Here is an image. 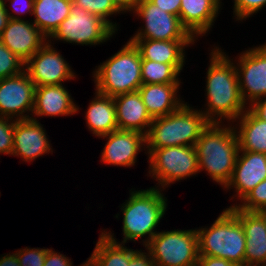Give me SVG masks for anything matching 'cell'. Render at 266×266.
<instances>
[{"label":"cell","instance_id":"29","mask_svg":"<svg viewBox=\"0 0 266 266\" xmlns=\"http://www.w3.org/2000/svg\"><path fill=\"white\" fill-rule=\"evenodd\" d=\"M75 5L80 6L83 10L95 14L106 21L115 31L117 25L108 18L113 14L122 13L111 0H72ZM109 16V17H108Z\"/></svg>","mask_w":266,"mask_h":266},{"label":"cell","instance_id":"39","mask_svg":"<svg viewBox=\"0 0 266 266\" xmlns=\"http://www.w3.org/2000/svg\"><path fill=\"white\" fill-rule=\"evenodd\" d=\"M197 266H238L236 263L223 258L199 256Z\"/></svg>","mask_w":266,"mask_h":266},{"label":"cell","instance_id":"12","mask_svg":"<svg viewBox=\"0 0 266 266\" xmlns=\"http://www.w3.org/2000/svg\"><path fill=\"white\" fill-rule=\"evenodd\" d=\"M68 64L48 40L25 62L24 71L35 86L61 85L76 77Z\"/></svg>","mask_w":266,"mask_h":266},{"label":"cell","instance_id":"23","mask_svg":"<svg viewBox=\"0 0 266 266\" xmlns=\"http://www.w3.org/2000/svg\"><path fill=\"white\" fill-rule=\"evenodd\" d=\"M179 85L180 83H166L140 86L138 91L152 118L169 115L184 104L177 96Z\"/></svg>","mask_w":266,"mask_h":266},{"label":"cell","instance_id":"31","mask_svg":"<svg viewBox=\"0 0 266 266\" xmlns=\"http://www.w3.org/2000/svg\"><path fill=\"white\" fill-rule=\"evenodd\" d=\"M240 201L242 204H235L240 210L259 212L266 210V179L257 184Z\"/></svg>","mask_w":266,"mask_h":266},{"label":"cell","instance_id":"20","mask_svg":"<svg viewBox=\"0 0 266 266\" xmlns=\"http://www.w3.org/2000/svg\"><path fill=\"white\" fill-rule=\"evenodd\" d=\"M113 100L118 129L147 135L153 118L147 112L139 91L116 95Z\"/></svg>","mask_w":266,"mask_h":266},{"label":"cell","instance_id":"14","mask_svg":"<svg viewBox=\"0 0 266 266\" xmlns=\"http://www.w3.org/2000/svg\"><path fill=\"white\" fill-rule=\"evenodd\" d=\"M229 209L240 220L246 237L244 266H266L265 210L245 211L234 204Z\"/></svg>","mask_w":266,"mask_h":266},{"label":"cell","instance_id":"38","mask_svg":"<svg viewBox=\"0 0 266 266\" xmlns=\"http://www.w3.org/2000/svg\"><path fill=\"white\" fill-rule=\"evenodd\" d=\"M163 11L179 16L181 0H150Z\"/></svg>","mask_w":266,"mask_h":266},{"label":"cell","instance_id":"10","mask_svg":"<svg viewBox=\"0 0 266 266\" xmlns=\"http://www.w3.org/2000/svg\"><path fill=\"white\" fill-rule=\"evenodd\" d=\"M133 13L146 24L130 39L196 40L182 25L179 16L163 11L150 0H139Z\"/></svg>","mask_w":266,"mask_h":266},{"label":"cell","instance_id":"28","mask_svg":"<svg viewBox=\"0 0 266 266\" xmlns=\"http://www.w3.org/2000/svg\"><path fill=\"white\" fill-rule=\"evenodd\" d=\"M179 72L171 65L150 60H142V84L181 83Z\"/></svg>","mask_w":266,"mask_h":266},{"label":"cell","instance_id":"19","mask_svg":"<svg viewBox=\"0 0 266 266\" xmlns=\"http://www.w3.org/2000/svg\"><path fill=\"white\" fill-rule=\"evenodd\" d=\"M139 50L142 60L171 64L179 73L185 63V47L196 40L129 39Z\"/></svg>","mask_w":266,"mask_h":266},{"label":"cell","instance_id":"26","mask_svg":"<svg viewBox=\"0 0 266 266\" xmlns=\"http://www.w3.org/2000/svg\"><path fill=\"white\" fill-rule=\"evenodd\" d=\"M236 120H239V123L237 122L239 127H234L239 149L266 154V122L258 118L249 108Z\"/></svg>","mask_w":266,"mask_h":266},{"label":"cell","instance_id":"18","mask_svg":"<svg viewBox=\"0 0 266 266\" xmlns=\"http://www.w3.org/2000/svg\"><path fill=\"white\" fill-rule=\"evenodd\" d=\"M239 153L232 177L224 188L227 190L235 188L236 195L232 198L237 197L241 200L257 184L266 179V154L245 150H239Z\"/></svg>","mask_w":266,"mask_h":266},{"label":"cell","instance_id":"32","mask_svg":"<svg viewBox=\"0 0 266 266\" xmlns=\"http://www.w3.org/2000/svg\"><path fill=\"white\" fill-rule=\"evenodd\" d=\"M14 122L15 119L0 116V154L12 155Z\"/></svg>","mask_w":266,"mask_h":266},{"label":"cell","instance_id":"27","mask_svg":"<svg viewBox=\"0 0 266 266\" xmlns=\"http://www.w3.org/2000/svg\"><path fill=\"white\" fill-rule=\"evenodd\" d=\"M71 5L72 0H34L33 23L49 38L69 16Z\"/></svg>","mask_w":266,"mask_h":266},{"label":"cell","instance_id":"41","mask_svg":"<svg viewBox=\"0 0 266 266\" xmlns=\"http://www.w3.org/2000/svg\"><path fill=\"white\" fill-rule=\"evenodd\" d=\"M114 5L123 13L133 11L139 0H111Z\"/></svg>","mask_w":266,"mask_h":266},{"label":"cell","instance_id":"37","mask_svg":"<svg viewBox=\"0 0 266 266\" xmlns=\"http://www.w3.org/2000/svg\"><path fill=\"white\" fill-rule=\"evenodd\" d=\"M147 252L137 250L131 257L129 266H156L152 260L150 252L148 250Z\"/></svg>","mask_w":266,"mask_h":266},{"label":"cell","instance_id":"16","mask_svg":"<svg viewBox=\"0 0 266 266\" xmlns=\"http://www.w3.org/2000/svg\"><path fill=\"white\" fill-rule=\"evenodd\" d=\"M42 126L32 115L30 119H15L12 155L31 162L39 156L53 152Z\"/></svg>","mask_w":266,"mask_h":266},{"label":"cell","instance_id":"22","mask_svg":"<svg viewBox=\"0 0 266 266\" xmlns=\"http://www.w3.org/2000/svg\"><path fill=\"white\" fill-rule=\"evenodd\" d=\"M79 107L75 104L69 91L61 85L35 86L34 106L32 115L68 116L77 113Z\"/></svg>","mask_w":266,"mask_h":266},{"label":"cell","instance_id":"7","mask_svg":"<svg viewBox=\"0 0 266 266\" xmlns=\"http://www.w3.org/2000/svg\"><path fill=\"white\" fill-rule=\"evenodd\" d=\"M145 248L156 266H197L200 256L196 229L157 232Z\"/></svg>","mask_w":266,"mask_h":266},{"label":"cell","instance_id":"25","mask_svg":"<svg viewBox=\"0 0 266 266\" xmlns=\"http://www.w3.org/2000/svg\"><path fill=\"white\" fill-rule=\"evenodd\" d=\"M95 98L88 105L85 120L89 131L97 137L118 130L116 107L113 97L95 92Z\"/></svg>","mask_w":266,"mask_h":266},{"label":"cell","instance_id":"35","mask_svg":"<svg viewBox=\"0 0 266 266\" xmlns=\"http://www.w3.org/2000/svg\"><path fill=\"white\" fill-rule=\"evenodd\" d=\"M6 1L11 2L12 5H10V7L12 8V11L17 14V16L16 15L14 16L11 12L9 13L8 9L6 8L7 14L9 15L10 19H22L21 16L20 17L18 16L19 14L21 15L24 13H30V15L33 14L34 0H6Z\"/></svg>","mask_w":266,"mask_h":266},{"label":"cell","instance_id":"17","mask_svg":"<svg viewBox=\"0 0 266 266\" xmlns=\"http://www.w3.org/2000/svg\"><path fill=\"white\" fill-rule=\"evenodd\" d=\"M47 39L33 22L24 19H9L0 36V41L24 62L30 59Z\"/></svg>","mask_w":266,"mask_h":266},{"label":"cell","instance_id":"6","mask_svg":"<svg viewBox=\"0 0 266 266\" xmlns=\"http://www.w3.org/2000/svg\"><path fill=\"white\" fill-rule=\"evenodd\" d=\"M199 255L223 258L244 266L246 237L240 220L226 208L209 228L196 229Z\"/></svg>","mask_w":266,"mask_h":266},{"label":"cell","instance_id":"8","mask_svg":"<svg viewBox=\"0 0 266 266\" xmlns=\"http://www.w3.org/2000/svg\"><path fill=\"white\" fill-rule=\"evenodd\" d=\"M149 176L165 189L176 181L199 172V161L194 146H171L147 149ZM152 174V175H151ZM156 178V179H155Z\"/></svg>","mask_w":266,"mask_h":266},{"label":"cell","instance_id":"4","mask_svg":"<svg viewBox=\"0 0 266 266\" xmlns=\"http://www.w3.org/2000/svg\"><path fill=\"white\" fill-rule=\"evenodd\" d=\"M158 187V188H157ZM146 190L131 191L130 196L120 208L123 213V241L141 240L148 234L147 239L142 240L146 246L157 233L154 229L160 223L167 208V198L159 186Z\"/></svg>","mask_w":266,"mask_h":266},{"label":"cell","instance_id":"5","mask_svg":"<svg viewBox=\"0 0 266 266\" xmlns=\"http://www.w3.org/2000/svg\"><path fill=\"white\" fill-rule=\"evenodd\" d=\"M141 62L139 50L128 41L93 72L95 91L110 97L138 91L142 85Z\"/></svg>","mask_w":266,"mask_h":266},{"label":"cell","instance_id":"42","mask_svg":"<svg viewBox=\"0 0 266 266\" xmlns=\"http://www.w3.org/2000/svg\"><path fill=\"white\" fill-rule=\"evenodd\" d=\"M6 7V1L0 0V36L2 35V32L10 19L9 15L7 14Z\"/></svg>","mask_w":266,"mask_h":266},{"label":"cell","instance_id":"1","mask_svg":"<svg viewBox=\"0 0 266 266\" xmlns=\"http://www.w3.org/2000/svg\"><path fill=\"white\" fill-rule=\"evenodd\" d=\"M210 56L205 91L207 108L201 112L210 123L222 124V119L234 122L248 108L240 93L236 67L219 47Z\"/></svg>","mask_w":266,"mask_h":266},{"label":"cell","instance_id":"34","mask_svg":"<svg viewBox=\"0 0 266 266\" xmlns=\"http://www.w3.org/2000/svg\"><path fill=\"white\" fill-rule=\"evenodd\" d=\"M266 6V0H234V14L236 21L244 20Z\"/></svg>","mask_w":266,"mask_h":266},{"label":"cell","instance_id":"30","mask_svg":"<svg viewBox=\"0 0 266 266\" xmlns=\"http://www.w3.org/2000/svg\"><path fill=\"white\" fill-rule=\"evenodd\" d=\"M24 66L25 62L0 41V79L21 74Z\"/></svg>","mask_w":266,"mask_h":266},{"label":"cell","instance_id":"3","mask_svg":"<svg viewBox=\"0 0 266 266\" xmlns=\"http://www.w3.org/2000/svg\"><path fill=\"white\" fill-rule=\"evenodd\" d=\"M209 124L200 110L184 103L169 115L153 118L143 149L194 146Z\"/></svg>","mask_w":266,"mask_h":266},{"label":"cell","instance_id":"43","mask_svg":"<svg viewBox=\"0 0 266 266\" xmlns=\"http://www.w3.org/2000/svg\"><path fill=\"white\" fill-rule=\"evenodd\" d=\"M0 266H21L16 252L0 257Z\"/></svg>","mask_w":266,"mask_h":266},{"label":"cell","instance_id":"40","mask_svg":"<svg viewBox=\"0 0 266 266\" xmlns=\"http://www.w3.org/2000/svg\"><path fill=\"white\" fill-rule=\"evenodd\" d=\"M261 99V100H260ZM256 100L249 109L261 120L266 122V96Z\"/></svg>","mask_w":266,"mask_h":266},{"label":"cell","instance_id":"33","mask_svg":"<svg viewBox=\"0 0 266 266\" xmlns=\"http://www.w3.org/2000/svg\"><path fill=\"white\" fill-rule=\"evenodd\" d=\"M45 248H24L16 251L21 266H43L47 251Z\"/></svg>","mask_w":266,"mask_h":266},{"label":"cell","instance_id":"36","mask_svg":"<svg viewBox=\"0 0 266 266\" xmlns=\"http://www.w3.org/2000/svg\"><path fill=\"white\" fill-rule=\"evenodd\" d=\"M66 255L60 254V252H55L49 249L46 254V258L43 266H73Z\"/></svg>","mask_w":266,"mask_h":266},{"label":"cell","instance_id":"9","mask_svg":"<svg viewBox=\"0 0 266 266\" xmlns=\"http://www.w3.org/2000/svg\"><path fill=\"white\" fill-rule=\"evenodd\" d=\"M116 31L102 18L72 2L69 16L48 38L81 45H97L112 38Z\"/></svg>","mask_w":266,"mask_h":266},{"label":"cell","instance_id":"24","mask_svg":"<svg viewBox=\"0 0 266 266\" xmlns=\"http://www.w3.org/2000/svg\"><path fill=\"white\" fill-rule=\"evenodd\" d=\"M101 232L91 256L80 266H129L137 249H129L116 241L111 231Z\"/></svg>","mask_w":266,"mask_h":266},{"label":"cell","instance_id":"15","mask_svg":"<svg viewBox=\"0 0 266 266\" xmlns=\"http://www.w3.org/2000/svg\"><path fill=\"white\" fill-rule=\"evenodd\" d=\"M99 138L108 140L101 153V162L117 167L134 166L138 152L146 145V135L137 131L118 129Z\"/></svg>","mask_w":266,"mask_h":266},{"label":"cell","instance_id":"11","mask_svg":"<svg viewBox=\"0 0 266 266\" xmlns=\"http://www.w3.org/2000/svg\"><path fill=\"white\" fill-rule=\"evenodd\" d=\"M236 62L240 93L244 103L252 105L266 96V43L243 51ZM248 100V101H247Z\"/></svg>","mask_w":266,"mask_h":266},{"label":"cell","instance_id":"13","mask_svg":"<svg viewBox=\"0 0 266 266\" xmlns=\"http://www.w3.org/2000/svg\"><path fill=\"white\" fill-rule=\"evenodd\" d=\"M35 84L28 74L0 79V116L30 119L28 112L33 111Z\"/></svg>","mask_w":266,"mask_h":266},{"label":"cell","instance_id":"2","mask_svg":"<svg viewBox=\"0 0 266 266\" xmlns=\"http://www.w3.org/2000/svg\"><path fill=\"white\" fill-rule=\"evenodd\" d=\"M210 123L194 145L199 161V172L205 170L223 189L230 181L239 153V142L234 126Z\"/></svg>","mask_w":266,"mask_h":266},{"label":"cell","instance_id":"21","mask_svg":"<svg viewBox=\"0 0 266 266\" xmlns=\"http://www.w3.org/2000/svg\"><path fill=\"white\" fill-rule=\"evenodd\" d=\"M220 5V0H181V23L195 39L205 36L219 14Z\"/></svg>","mask_w":266,"mask_h":266}]
</instances>
